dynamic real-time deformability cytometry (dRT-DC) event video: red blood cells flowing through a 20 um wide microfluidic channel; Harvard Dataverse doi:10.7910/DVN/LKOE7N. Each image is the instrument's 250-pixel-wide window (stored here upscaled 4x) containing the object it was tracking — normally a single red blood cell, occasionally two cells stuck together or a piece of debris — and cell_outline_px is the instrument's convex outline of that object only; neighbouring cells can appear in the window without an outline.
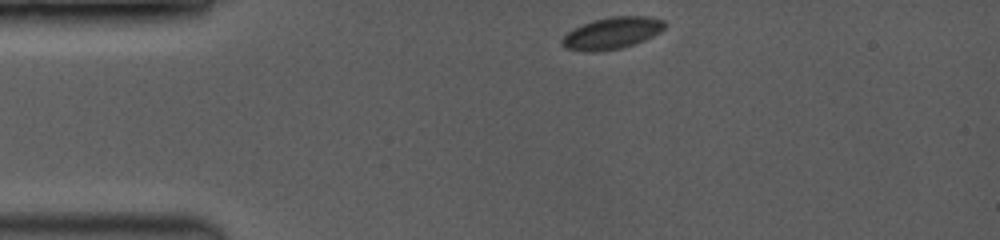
{"species": "common noctule bat (a hibernating species)", "species_latin": "Nyctalus noctula", "temperature_condition": "room temperature", "stored_images_in_passage": 42, "camera_frame_rate_fps": 3500, "um_per_image_px": 0.085, "animal": {"sex": "female", "body_mass_g": 19.0, "forearm_length_mm": 53.3}, "frame": {"image": 1, "passage_image": 1, "time_ms": 0.0, "image_size_px": [1000, 240], "cell_outline_px": [[664, 28], [660, 32], [644, 40], [620, 48], [596, 52], [584, 52], [568, 48], [560, 40], [568, 32], [584, 24], [596, 20], [612, 16], [644, 16], [664, 20]], "centroid_in_image_um": [52.03, 2.82], "position_along_channel_um": 33.0, "area_um2": 18.55}}
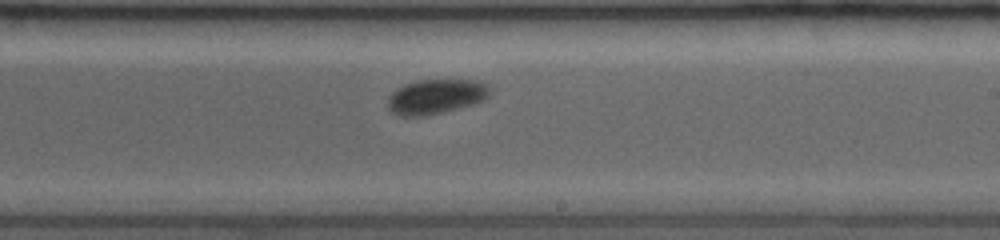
{"frame": {"image": 2, "passage_image": 24, "time_ms": 6.571, "image_size_px": [1000, 240], "cell_outline_px": [[492, 92], [484, 100], [472, 104], [444, 112], [420, 116], [400, 116], [392, 112], [388, 108], [388, 96], [396, 88], [404, 84], [416, 80], [476, 80], [488, 84], [492, 88]], "centroid_in_image_um": [37.06, 8.2], "position_along_channel_um": 251.9, "area_um2": 20.87}}
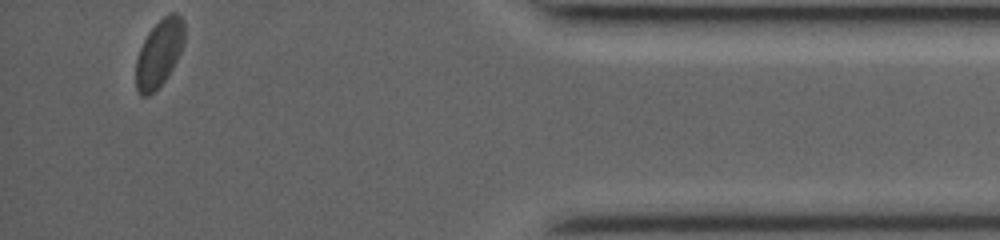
{"frame": {"image": 3, "passage_image": 42, "time_ms": 11.714, "image_size_px": [1000, 240], "cell_outline_px": [[184, 44], [168, 76], [148, 96], [140, 96], [136, 88], [136, 56], [148, 32], [168, 12], [176, 12], [184, 20]], "centroid_in_image_um": [13.53, 4.5], "position_along_channel_um": 421.7, "area_um2": 18.96}, "authors_computed_cell_mechanics": {"area_um2": 19.8832, "velocity_mm_per_s": 4.0307, "shape_relaxation_time_tau1_ms": 2.1092, "shape_relaxation_time_tau2_ms": 1.1222, "deformation_change_tau1": 0.0503, "deformation_change_tau2": 0.0239}}